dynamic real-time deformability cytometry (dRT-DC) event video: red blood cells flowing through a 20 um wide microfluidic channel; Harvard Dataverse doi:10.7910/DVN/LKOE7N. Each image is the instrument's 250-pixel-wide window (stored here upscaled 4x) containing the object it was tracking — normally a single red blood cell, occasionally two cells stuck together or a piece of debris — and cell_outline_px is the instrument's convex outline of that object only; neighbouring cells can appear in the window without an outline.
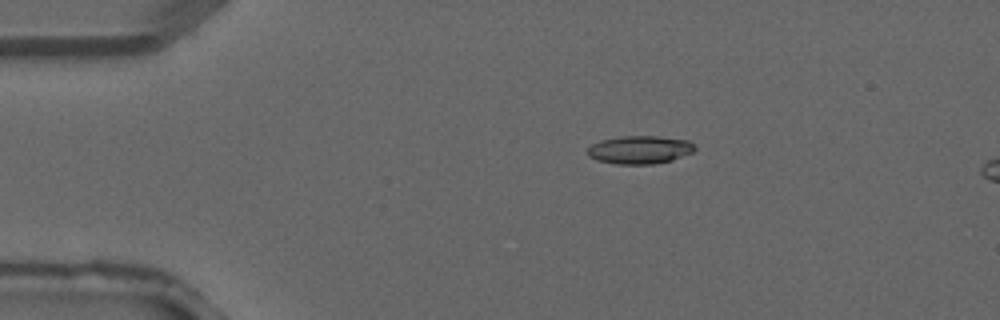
{"species": "common noctule bat (a hibernating species)", "species_latin": "Nyctalus noctula", "temperature_condition": "warm", "stored_images_in_passage": 4, "camera_frame_rate_fps": 3000, "um_per_image_px": 0.085, "animal": {"sex": "male", "forearm_length_mm": 52.5}, "frame": {"image": 1, "passage_image": 3, "time_ms": 0.667, "image_size_px": [1000, 320], "cell_outline_px": [[696, 148], [692, 152], [672, 160], [652, 164], [616, 164], [596, 160], [588, 156], [588, 148], [592, 144], [600, 140], [620, 136], [656, 136], [688, 140]], "centroid_in_image_um": [54.35, 12.73], "position_along_channel_um": 30.7, "area_um2": 17.51}}